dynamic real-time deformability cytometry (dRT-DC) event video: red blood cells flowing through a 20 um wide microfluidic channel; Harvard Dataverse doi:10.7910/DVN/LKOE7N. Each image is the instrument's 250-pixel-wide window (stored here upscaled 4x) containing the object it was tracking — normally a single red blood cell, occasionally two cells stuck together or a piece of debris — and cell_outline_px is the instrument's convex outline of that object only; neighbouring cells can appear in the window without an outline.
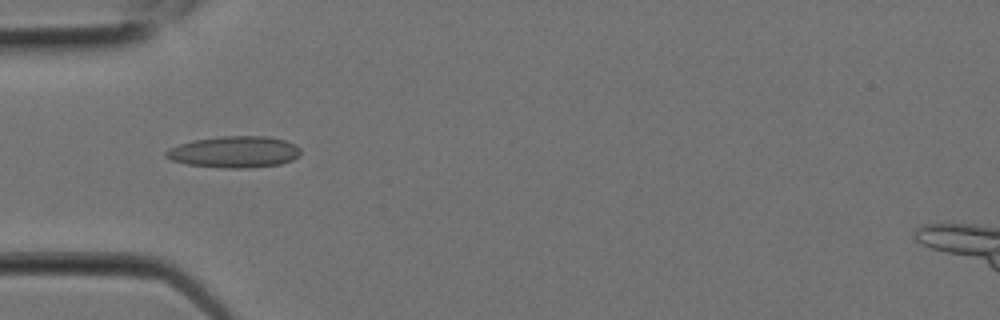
{"species": "Egyptian fruit bat (a non-hibernating species)", "species_latin": "Rousettus aegyptiacus", "temperature_condition": "room temperature", "stored_images_in_passage": 6, "camera_frame_rate_fps": 3000, "um_per_image_px": 0.085, "animal": {"sex": "female"}, "frame": {"image": 1, "passage_image": 5, "time_ms": 1.333, "image_size_px": [1000, 320], "cell_outline_px": [[300, 156], [292, 160], [280, 164], [248, 168], [224, 168], [188, 164], [172, 160], [164, 156], [164, 152], [168, 148], [192, 140], [220, 136], [268, 136], [284, 140], [296, 144], [300, 148]], "centroid_in_image_um": [19.93, 12.91], "position_along_channel_um": 65.1, "area_um2": 24.85}}
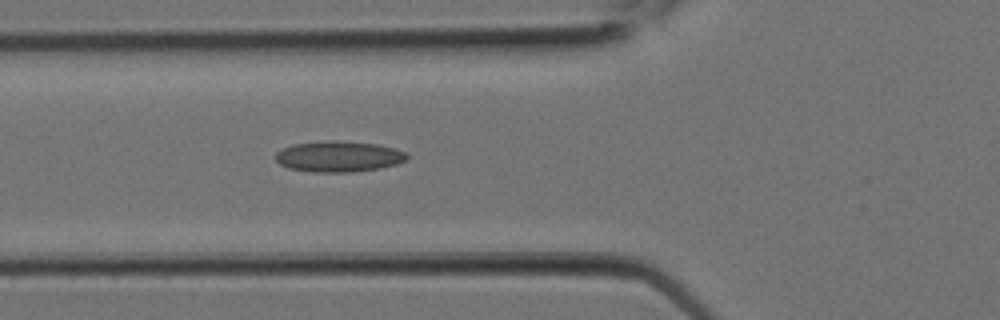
{"frame": {"image": 2, "passage_image": 6, "time_ms": 1.667, "image_size_px": [1000, 320], "cell_outline_px": [[408, 160], [396, 164], [380, 168], [352, 172], [312, 172], [288, 168], [280, 164], [276, 160], [276, 152], [292, 144], [328, 140], [332, 140], [376, 144], [396, 148], [408, 152]], "centroid_in_image_um": [28.82, 13.3], "position_along_channel_um": 97.0, "area_um2": 23.76}}